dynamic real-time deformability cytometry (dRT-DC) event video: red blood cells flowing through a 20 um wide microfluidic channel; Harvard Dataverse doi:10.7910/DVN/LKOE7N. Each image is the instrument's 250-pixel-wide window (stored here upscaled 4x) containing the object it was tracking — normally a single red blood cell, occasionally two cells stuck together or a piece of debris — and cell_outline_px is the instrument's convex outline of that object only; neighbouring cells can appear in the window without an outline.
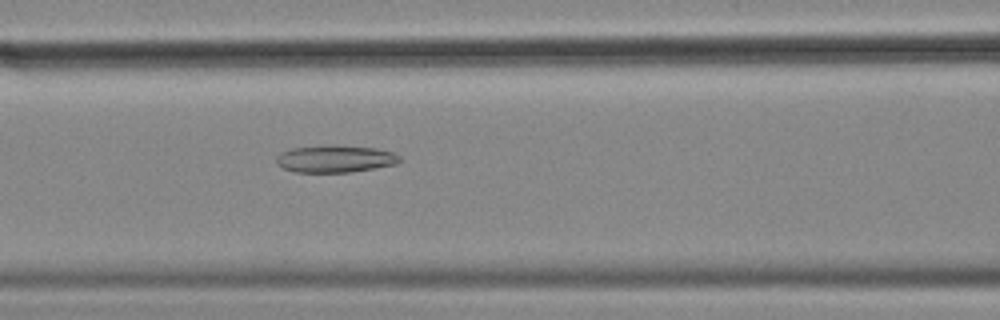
{"species": "common noctule bat (a hibernating species)", "species_latin": "Nyctalus noctula", "temperature_condition": "cold", "stored_images_in_passage": 57, "camera_frame_rate_fps": 3000, "um_per_image_px": 0.085, "animal": {"sex": "female", "body_mass_g": 18.4}, "frame": {"image": 1, "passage_image": 24, "time_ms": 7.667, "image_size_px": [1000, 320], "cell_outline_px": [[404, 160], [396, 164], [376, 168], [352, 172], [296, 172], [284, 168], [276, 164], [276, 156], [280, 152], [292, 148], [332, 144], [336, 144], [376, 148], [396, 152]], "centroid_in_image_um": [28.54, 13.48], "position_along_channel_um": 138.1, "area_um2": 20.06}}
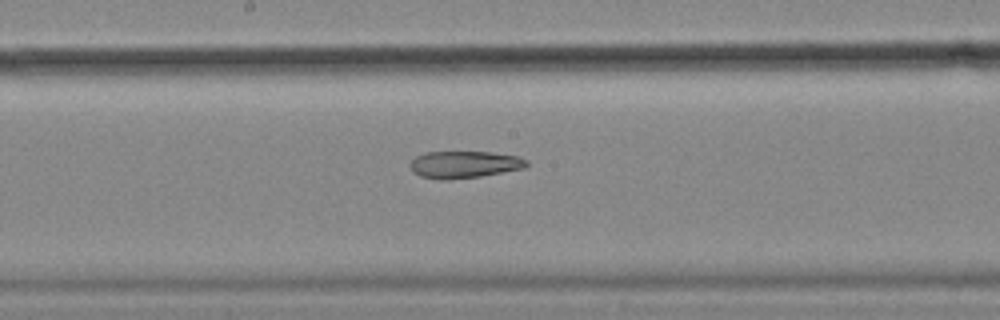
{"frame": {"image": 2, "passage_image": 30, "time_ms": 9.667, "image_size_px": [1000, 320], "cell_outline_px": [[528, 164], [524, 168], [480, 176], [448, 180], [444, 180], [420, 176], [412, 172], [408, 164], [416, 156], [424, 152], [492, 152], [520, 156], [528, 160]], "centroid_in_image_um": [39.45, 13.98], "position_along_channel_um": 208.8, "area_um2": 18.5}}
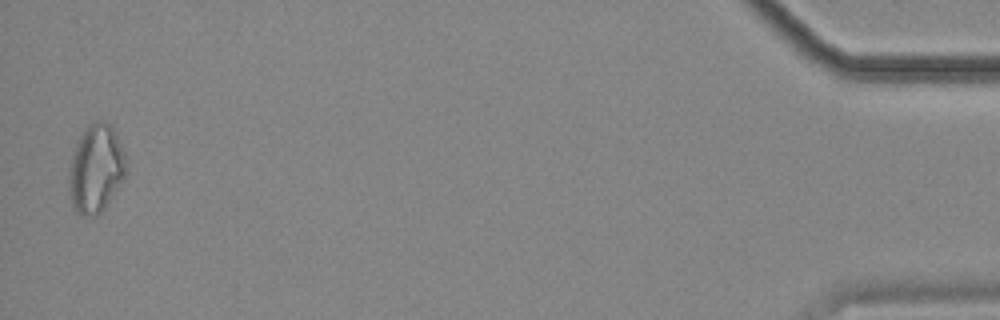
{"frame": {"image": 3, "passage_image": 56, "time_ms": 18.333, "image_size_px": [1000, 320], "cell_outline_px": [[128, 172], [124, 180], [104, 208], [96, 216], [84, 216], [76, 212], [68, 196], [68, 168], [76, 144], [84, 128], [88, 124], [96, 120], [104, 120], [112, 124], [116, 132], [124, 152], [128, 164]], "centroid_in_image_um": [8.16, 14.32], "position_along_channel_um": 427.0, "area_um2": 30.23}, "authors_computed_cell_mechanics": {"area_um2": 23.5824, "velocity_mm_per_s": 3.5517, "shape_relaxation_time_tau1_ms": null, "shape_relaxation_time_tau2_ms": 8.3294, "deformation_change_tau1": null, "deformation_change_tau2": 0.1922}}